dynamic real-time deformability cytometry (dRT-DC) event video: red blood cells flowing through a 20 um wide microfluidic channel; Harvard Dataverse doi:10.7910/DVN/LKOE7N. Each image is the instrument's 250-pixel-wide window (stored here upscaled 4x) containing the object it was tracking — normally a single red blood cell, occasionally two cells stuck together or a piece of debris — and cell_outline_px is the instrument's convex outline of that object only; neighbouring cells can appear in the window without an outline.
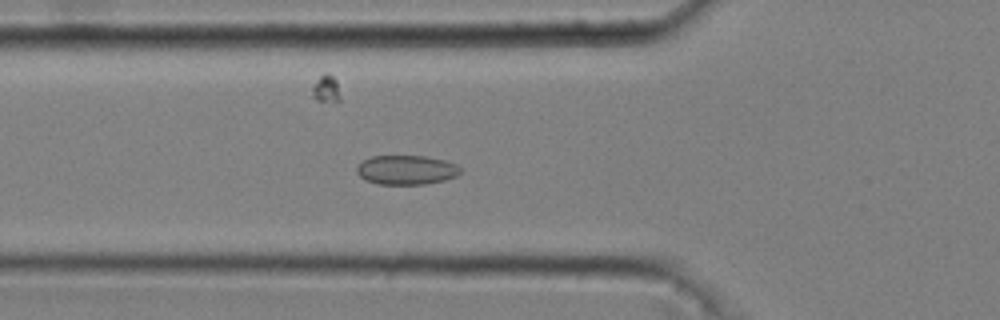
{"species": "common noctule bat (a hibernating species)", "species_latin": "Nyctalus noctula", "temperature_condition": "cold", "stored_images_in_passage": 51, "camera_frame_rate_fps": 3000, "um_per_image_px": 0.085, "animal": {"sex": "male", "body_mass_g": 20.4}, "frame": {"image": 1, "passage_image": 18, "time_ms": 5.667, "image_size_px": [1000, 320], "cell_outline_px": [[460, 172], [456, 176], [444, 180], [424, 184], [376, 184], [364, 180], [356, 172], [356, 168], [364, 160], [372, 156], [424, 156], [444, 160], [456, 164], [460, 168]], "centroid_in_image_um": [34.52, 14.45], "position_along_channel_um": 91.3, "area_um2": 17.63}}
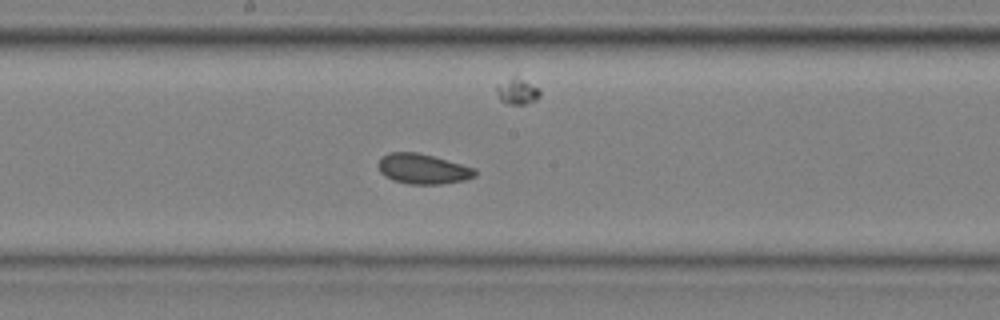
{"frame": {"image": 2, "passage_image": 28, "time_ms": 9.0, "image_size_px": [1000, 320], "cell_outline_px": [[476, 176], [464, 180], [440, 184], [408, 184], [392, 180], [384, 176], [380, 172], [380, 160], [388, 152], [416, 152], [432, 156], [476, 168]], "centroid_in_image_um": [35.96, 14.36], "position_along_channel_um": 212.2, "area_um2": 16.82}}
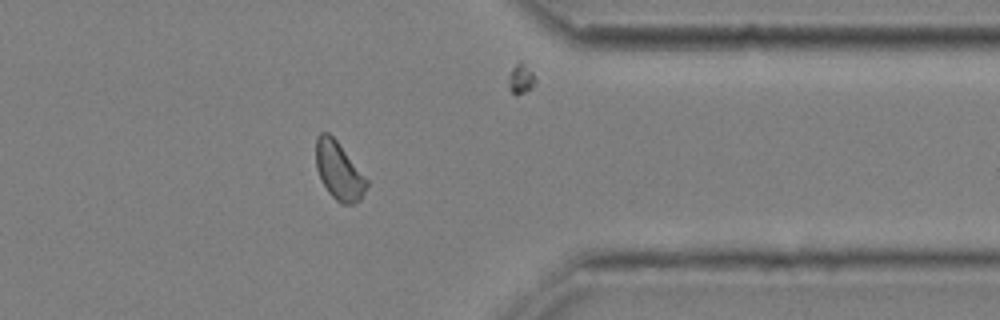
{"frame": {"image": 3, "passage_image": 43, "time_ms": 14.0, "image_size_px": [1000, 320], "cell_outline_px": [[368, 184], [360, 200], [352, 204], [340, 204], [328, 192], [320, 180], [316, 168], [316, 136], [320, 132], [328, 132], [336, 140], [368, 180]], "centroid_in_image_um": [28.78, 14.53], "position_along_channel_um": 382.6, "area_um2": 17.05}, "authors_computed_cell_mechanics": {"area_um2": 17.2244, "velocity_mm_per_s": 3.6355, "shape_relaxation_time_tau1_ms": null, "shape_relaxation_time_tau2_ms": 3.0496, "deformation_change_tau1": null, "deformation_change_tau2": 0.0619}}